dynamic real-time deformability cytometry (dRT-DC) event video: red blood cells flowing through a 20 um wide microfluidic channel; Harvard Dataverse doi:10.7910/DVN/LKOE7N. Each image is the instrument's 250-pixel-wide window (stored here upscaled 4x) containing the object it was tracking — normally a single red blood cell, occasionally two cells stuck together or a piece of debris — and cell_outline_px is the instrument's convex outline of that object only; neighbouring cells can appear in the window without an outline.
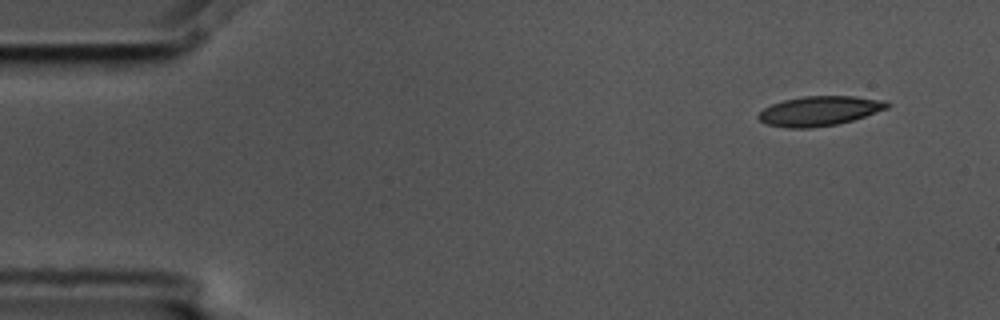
{"species": "common noctule bat (a hibernating species)", "species_latin": "Nyctalus noctula", "temperature_condition": "cold", "stored_images_in_passage": 4, "camera_frame_rate_fps": 3000, "um_per_image_px": 0.085, "animal": {"sex": "male", "body_mass_g": 17.5, "forearm_length_mm": 52.3}, "frame": {"image": 1, "passage_image": 1, "time_ms": 0.0, "image_size_px": [1000, 320], "cell_outline_px": [[892, 104], [888, 108], [852, 120], [836, 124], [808, 128], [788, 128], [764, 124], [756, 116], [764, 108], [772, 104], [784, 100], [804, 96], [856, 96], [888, 100]], "centroid_in_image_um": [69.67, 9.42], "position_along_channel_um": 15.3, "area_um2": 22.31}}
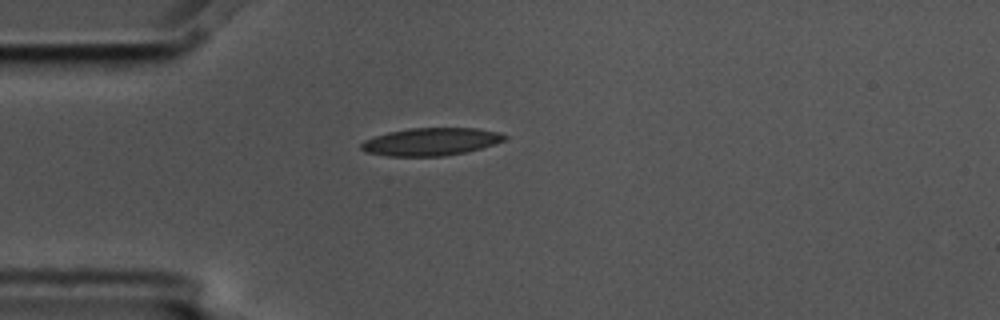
{"frame": {"image": 2, "passage_image": 4, "time_ms": 1.0, "image_size_px": [1000, 320], "cell_outline_px": [[508, 136], [504, 140], [496, 144], [464, 152], [444, 156], [388, 156], [364, 152], [360, 148], [360, 144], [364, 140], [388, 132], [408, 128], [476, 128], [500, 132]], "centroid_in_image_um": [36.62, 12.04], "position_along_channel_um": 48.4, "area_um2": 23.18}}